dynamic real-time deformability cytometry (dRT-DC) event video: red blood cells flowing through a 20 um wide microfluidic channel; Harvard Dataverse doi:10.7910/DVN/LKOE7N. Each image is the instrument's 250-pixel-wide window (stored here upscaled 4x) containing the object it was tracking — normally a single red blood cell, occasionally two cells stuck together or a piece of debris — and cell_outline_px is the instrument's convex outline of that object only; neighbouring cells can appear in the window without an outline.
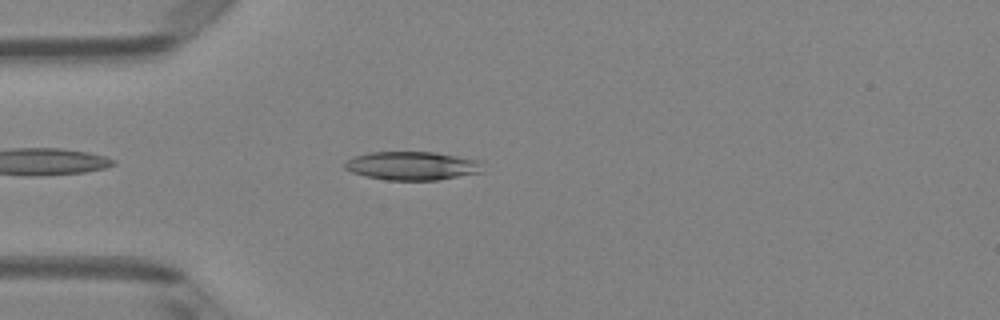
{"species": "Egyptian fruit bat (a non-hibernating species)", "species_latin": "Rousettus aegyptiacus", "temperature_condition": "room temperature", "stored_images_in_passage": 38, "camera_frame_rate_fps": 3000, "um_per_image_px": 0.085, "animal": {"sex": "female"}, "frame": {"image": 1, "passage_image": 4, "time_ms": 1.0, "image_size_px": [1000, 320], "cell_outline_px": [[484, 172], [440, 180], [388, 180], [364, 176], [352, 172], [344, 168], [344, 164], [348, 160], [356, 156], [368, 152], [436, 152], [480, 160]], "centroid_in_image_um": [35.08, 14.1], "position_along_channel_um": 49.9, "area_um2": 23.12}}
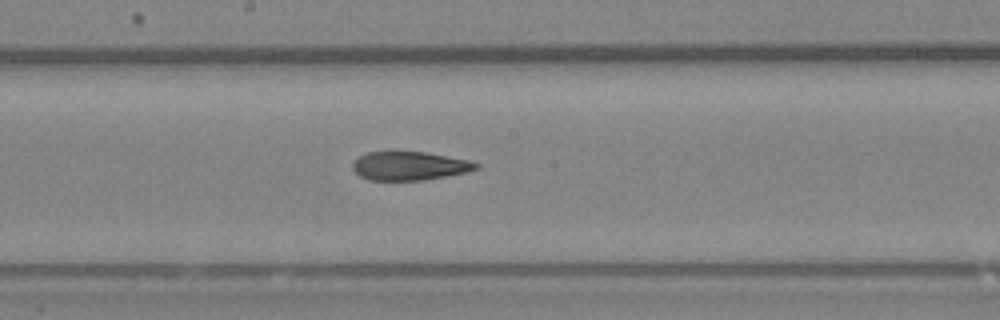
{"frame": {"image": 2, "passage_image": 17, "time_ms": 5.333, "image_size_px": [1000, 320], "cell_outline_px": [[480, 168], [468, 172], [424, 180], [368, 180], [360, 176], [352, 168], [352, 164], [360, 156], [368, 152], [392, 148], [424, 152], [468, 160], [480, 164]], "centroid_in_image_um": [34.78, 14.06], "position_along_channel_um": 213.4, "area_um2": 21.27}}
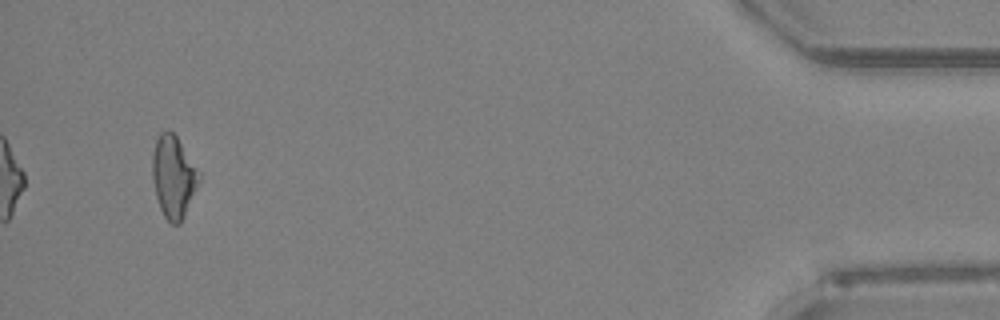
{"frame": {"image": 3, "passage_image": 38, "time_ms": 12.333, "image_size_px": [1000, 320], "cell_outline_px": [[200, 180], [184, 216], [180, 224], [172, 224], [164, 216], [160, 208], [156, 196], [152, 180], [152, 156], [156, 140], [160, 132], [168, 128], [176, 136], [200, 172]], "centroid_in_image_um": [14.73, 15.01], "position_along_channel_um": 420.5, "area_um2": 22.25}, "authors_computed_cell_mechanics": {"area_um2": 21.9351, "velocity_mm_per_s": 4.0418, "shape_relaxation_time_tau1_ms": null, "shape_relaxation_time_tau2_ms": 3.5684, "deformation_change_tau1": null, "deformation_change_tau2": 0.1323}}